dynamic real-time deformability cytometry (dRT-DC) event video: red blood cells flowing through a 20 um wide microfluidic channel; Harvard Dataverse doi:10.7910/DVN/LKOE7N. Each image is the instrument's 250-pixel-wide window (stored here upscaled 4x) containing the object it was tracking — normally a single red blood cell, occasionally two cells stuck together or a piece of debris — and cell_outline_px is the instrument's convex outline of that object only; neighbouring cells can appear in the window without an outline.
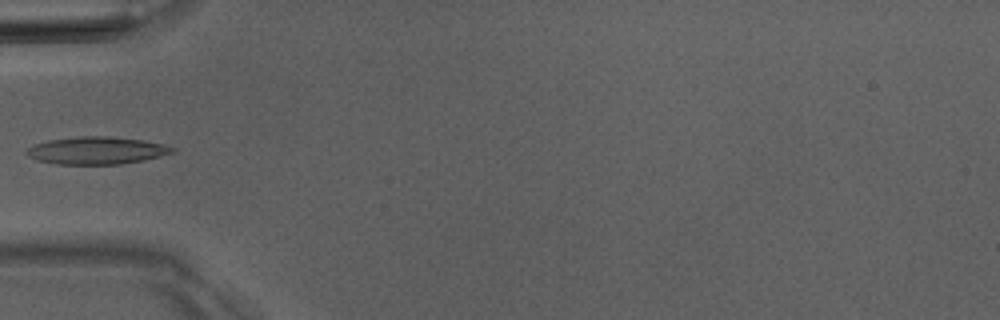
{"species": "Egyptian fruit bat (a non-hibernating species)", "species_latin": "Rousettus aegyptiacus", "temperature_condition": "room temperature", "stored_images_in_passage": 7, "camera_frame_rate_fps": 3000, "um_per_image_px": 0.085, "animal": {"sex": "male"}, "frame": {"image": 1, "passage_image": 6, "time_ms": 5.667, "image_size_px": [1000, 320], "cell_outline_px": [[176, 152], [144, 160], [120, 164], [56, 164], [36, 160], [28, 156], [24, 152], [28, 148], [36, 144], [48, 140], [80, 136], [108, 136], [144, 140], [164, 144], [176, 148]], "centroid_in_image_um": [8.23, 12.79], "position_along_channel_um": 76.8, "area_um2": 23.41}}